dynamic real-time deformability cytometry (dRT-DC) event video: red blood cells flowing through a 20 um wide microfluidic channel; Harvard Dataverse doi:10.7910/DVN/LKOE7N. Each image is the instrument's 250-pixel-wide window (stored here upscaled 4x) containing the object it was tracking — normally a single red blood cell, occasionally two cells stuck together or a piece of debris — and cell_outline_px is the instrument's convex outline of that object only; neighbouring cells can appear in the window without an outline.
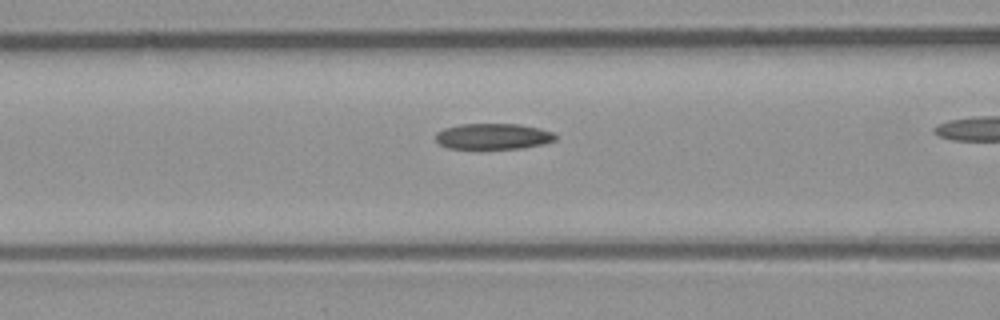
{"species": "common noctule bat (a hibernating species)", "species_latin": "Nyctalus noctula", "temperature_condition": "room temperature", "stored_images_in_passage": 42, "camera_frame_rate_fps": 3000, "um_per_image_px": 0.085, "animal": {"sex": "male", "body_mass_g": 23.1, "forearm_length_mm": 52.7}, "frame": {"image": 1, "passage_image": 22, "time_ms": 7.0, "image_size_px": [1000, 320], "cell_outline_px": [[556, 140], [544, 144], [524, 148], [448, 148], [440, 144], [436, 140], [436, 132], [444, 128], [460, 124], [520, 124], [552, 132], [556, 136]], "centroid_in_image_um": [41.91, 11.59], "position_along_channel_um": 124.7, "area_um2": 17.92}}
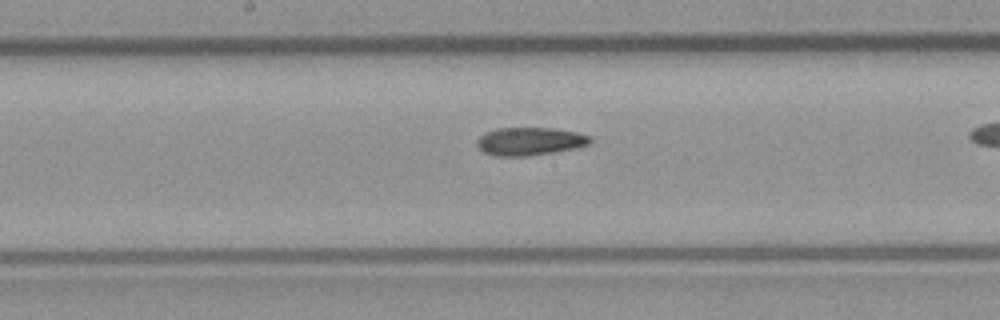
{"frame": {"image": 2, "passage_image": 28, "time_ms": 9.0, "image_size_px": [1000, 320], "cell_outline_px": [[592, 140], [588, 144], [572, 148], [552, 152], [524, 156], [496, 156], [484, 152], [476, 144], [476, 140], [480, 136], [496, 128], [552, 128], [576, 132], [592, 136]], "centroid_in_image_um": [45.01, 12.0], "position_along_channel_um": 203.2, "area_um2": 18.21}}
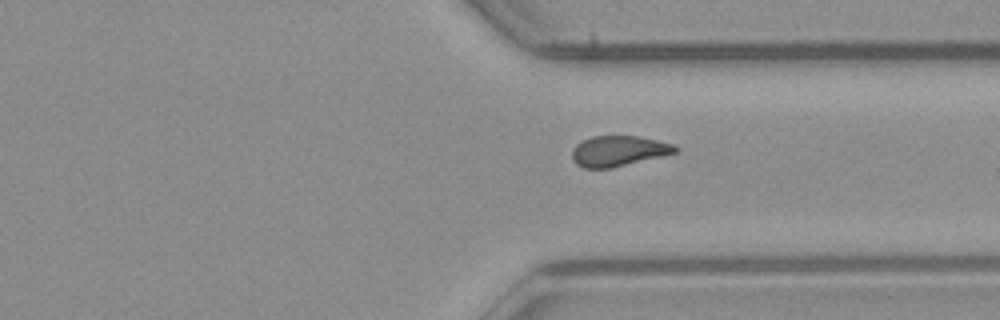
{"frame": {"image": 3, "passage_image": 40, "time_ms": 13.0, "image_size_px": [1000, 320], "cell_outline_px": [[680, 148], [676, 152], [612, 168], [584, 168], [576, 164], [572, 160], [572, 152], [576, 144], [592, 136], [636, 136], [656, 140], [672, 144]], "centroid_in_image_um": [52.54, 12.84], "position_along_channel_um": 358.9, "area_um2": 18.09}}